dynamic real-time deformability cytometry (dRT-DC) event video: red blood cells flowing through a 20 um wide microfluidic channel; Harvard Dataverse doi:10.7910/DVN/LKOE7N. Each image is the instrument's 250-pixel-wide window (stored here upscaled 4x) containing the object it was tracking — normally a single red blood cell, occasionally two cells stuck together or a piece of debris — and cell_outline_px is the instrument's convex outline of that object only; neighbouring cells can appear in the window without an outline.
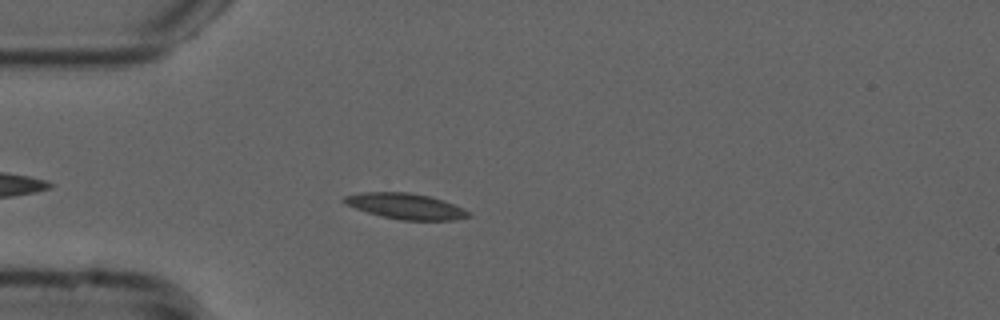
{"species": "common noctule bat (a hibernating species)", "species_latin": "Nyctalus noctula", "temperature_condition": "cold", "stored_images_in_passage": 42, "camera_frame_rate_fps": 3000, "um_per_image_px": 0.085, "animal": {"sex": "male", "forearm_length_mm": 52.5}, "frame": {"image": 1, "passage_image": 6, "time_ms": 1.667, "image_size_px": [1000, 320], "cell_outline_px": [[472, 216], [456, 220], [400, 220], [368, 212], [344, 204], [340, 200], [344, 196], [364, 192], [412, 192], [444, 200], [464, 208]], "centroid_in_image_um": [34.49, 17.52], "position_along_channel_um": 50.5, "area_um2": 18.67}}
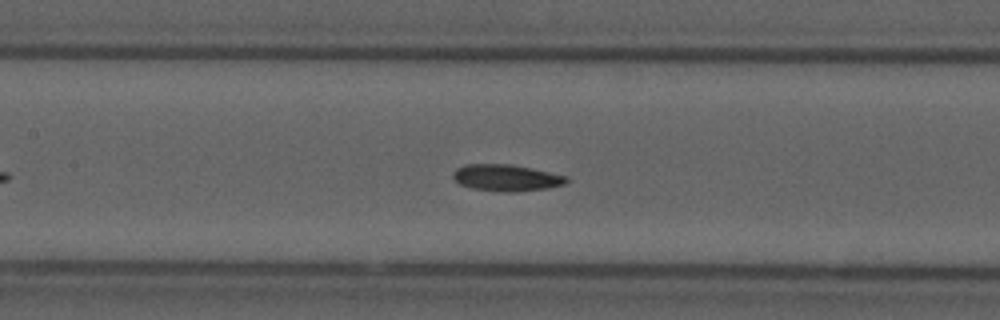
{"frame": {"image": 2, "passage_image": 16, "time_ms": 5.0, "image_size_px": [1000, 320], "cell_outline_px": [[572, 180], [564, 184], [548, 188], [516, 192], [504, 192], [472, 188], [460, 184], [452, 176], [452, 172], [456, 168], [464, 164], [512, 164], [532, 168], [568, 176]], "centroid_in_image_um": [43.07, 15.1], "position_along_channel_um": 164.3, "area_um2": 17.8}}
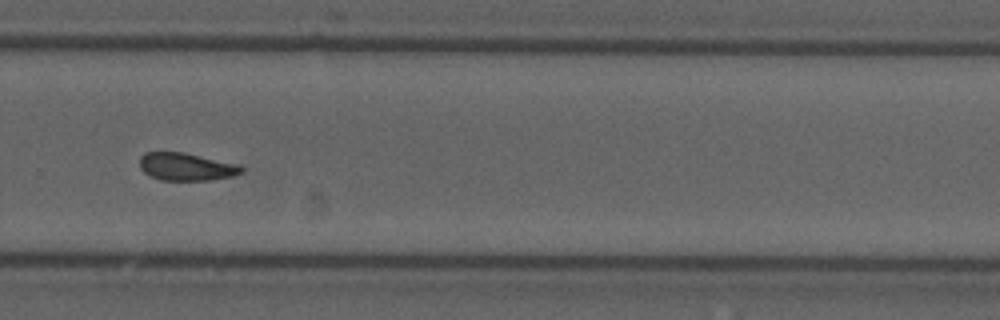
{"frame": {"image": 3, "passage_image": 28, "time_ms": 9.0, "image_size_px": [1000, 320], "cell_outline_px": [[244, 172], [232, 176], [212, 180], [160, 180], [148, 176], [140, 168], [140, 156], [144, 152], [184, 152], [240, 164], [244, 168]], "centroid_in_image_um": [15.85, 14.17], "position_along_channel_um": 314.0, "area_um2": 16.7}, "authors_computed_cell_mechanics": {"area_um2": 17.0799, "velocity_mm_per_s": 3.7529, "shape_relaxation_time_tau1_ms": null, "shape_relaxation_time_tau2_ms": 6.2514, "deformation_change_tau1": null, "deformation_change_tau2": 0.1299}}